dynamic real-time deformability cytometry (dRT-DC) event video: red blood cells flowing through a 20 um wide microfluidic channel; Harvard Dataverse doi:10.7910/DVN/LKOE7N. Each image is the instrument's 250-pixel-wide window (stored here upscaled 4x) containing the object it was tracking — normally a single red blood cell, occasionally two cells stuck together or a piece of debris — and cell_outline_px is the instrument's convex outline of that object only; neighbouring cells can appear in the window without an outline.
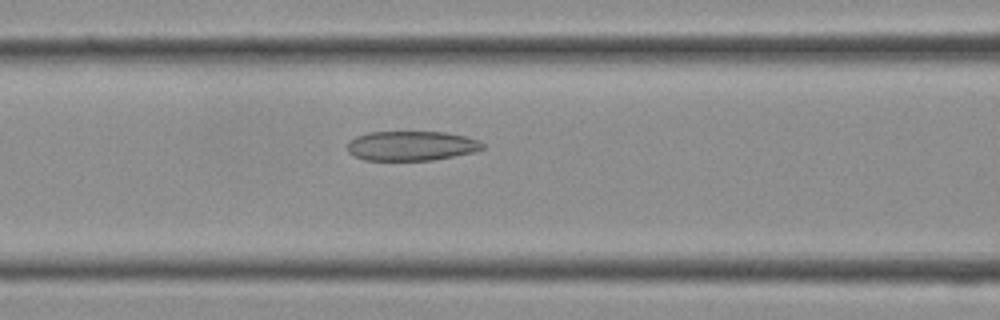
{"species": "Egyptian fruit bat (a non-hibernating species)", "species_latin": "Rousettus aegyptiacus", "temperature_condition": "cold", "stored_images_in_passage": 22, "camera_frame_rate_fps": 3000, "um_per_image_px": 0.085, "frame": {"image": 1, "passage_image": 9, "time_ms": 2.667, "image_size_px": [1000, 320], "cell_outline_px": [[484, 148], [476, 152], [432, 160], [364, 160], [352, 156], [348, 152], [348, 140], [356, 136], [368, 132], [444, 132], [464, 136], [480, 140], [484, 144]], "centroid_in_image_um": [34.96, 12.4], "position_along_channel_um": 131.6, "area_um2": 23.52}}
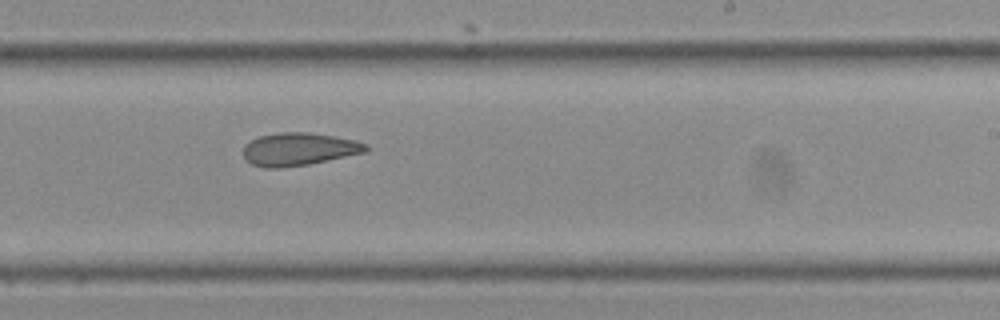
{"frame": {"image": 2, "passage_image": 15, "time_ms": 4.667, "image_size_px": [1000, 320], "cell_outline_px": [[368, 148], [364, 152], [328, 160], [308, 164], [280, 168], [264, 168], [252, 164], [244, 160], [244, 144], [248, 140], [260, 136], [280, 132], [308, 132], [356, 140], [368, 144]], "centroid_in_image_um": [25.35, 12.68], "position_along_channel_um": 263.6, "area_um2": 23.47}}
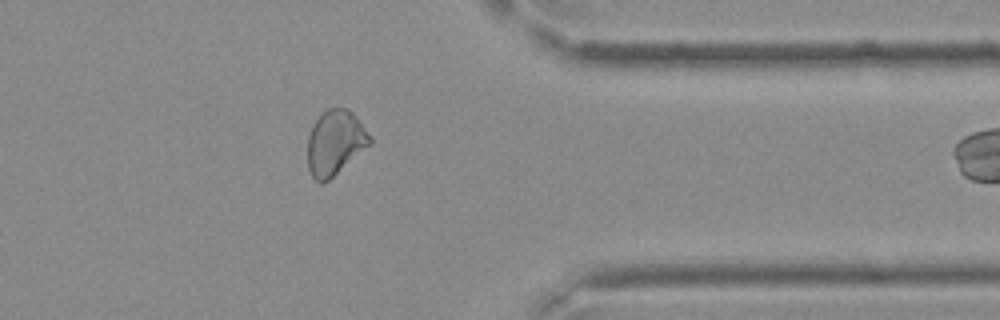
{"frame": {"image": 3, "passage_image": 21, "time_ms": 6.667, "image_size_px": [1000, 320], "cell_outline_px": [[372, 144], [328, 180], [320, 184], [312, 176], [308, 168], [308, 136], [316, 120], [328, 108], [348, 108], [356, 116], [372, 136]], "centroid_in_image_um": [28.51, 12.12], "position_along_channel_um": 382.9, "area_um2": 23.47}}